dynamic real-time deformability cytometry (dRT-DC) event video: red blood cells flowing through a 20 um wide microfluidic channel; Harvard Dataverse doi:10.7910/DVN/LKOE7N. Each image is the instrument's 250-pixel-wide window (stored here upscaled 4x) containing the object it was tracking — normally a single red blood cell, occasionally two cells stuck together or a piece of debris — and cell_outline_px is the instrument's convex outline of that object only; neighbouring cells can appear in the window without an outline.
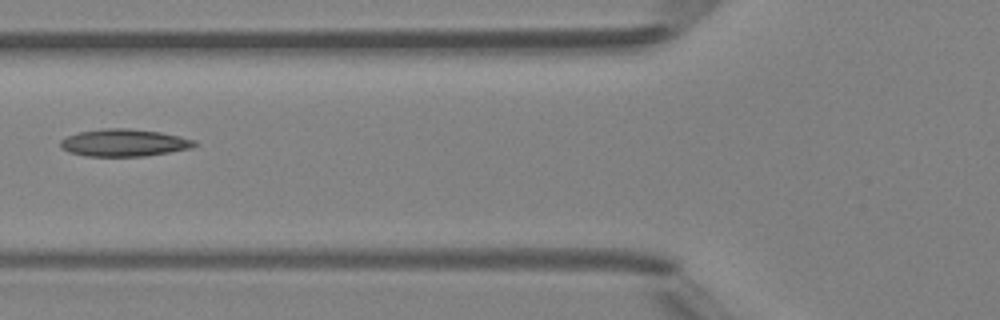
{"species": "Egyptian fruit bat (a non-hibernating species)", "species_latin": "Rousettus aegyptiacus", "temperature_condition": "room temperature", "stored_images_in_passage": 4, "camera_frame_rate_fps": 3000, "um_per_image_px": 0.085, "animal": {"sex": "female"}, "frame": {"image": 1, "passage_image": 4, "time_ms": 3.333, "image_size_px": [1000, 320], "cell_outline_px": [[200, 144], [192, 148], [144, 156], [84, 156], [68, 152], [60, 148], [60, 140], [68, 136], [80, 132], [104, 128], [128, 128], [160, 132], [180, 136], [196, 140]], "centroid_in_image_um": [10.56, 12.13], "position_along_channel_um": 115.2, "area_um2": 21.44}}